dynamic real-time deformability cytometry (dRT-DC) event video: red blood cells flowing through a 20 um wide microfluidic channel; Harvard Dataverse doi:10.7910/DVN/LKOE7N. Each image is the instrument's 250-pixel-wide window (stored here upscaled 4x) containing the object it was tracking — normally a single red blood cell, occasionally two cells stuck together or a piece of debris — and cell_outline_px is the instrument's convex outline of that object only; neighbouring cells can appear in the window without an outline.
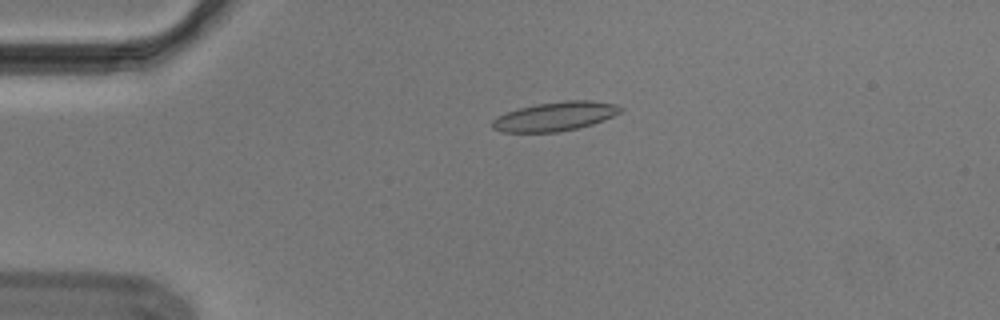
{"species": "Egyptian fruit bat (a non-hibernating species)", "species_latin": "Rousettus aegyptiacus", "temperature_condition": "cold", "stored_images_in_passage": 52, "segment_of_instrument_passage": [1, 2], "camera_frame_rate_fps": 3000, "um_per_image_px": 0.085, "animal": {"sex": "male"}, "frame": {"image": 1, "passage_image": 10, "time_ms": 3.0, "image_size_px": [1000, 320], "cell_outline_px": [[624, 108], [620, 112], [604, 120], [592, 124], [576, 128], [556, 132], [500, 132], [492, 128], [492, 120], [496, 116], [520, 108], [536, 104], [564, 100], [592, 100], [616, 104]], "centroid_in_image_um": [47.18, 9.89], "position_along_channel_um": 37.8, "area_um2": 21.68}}
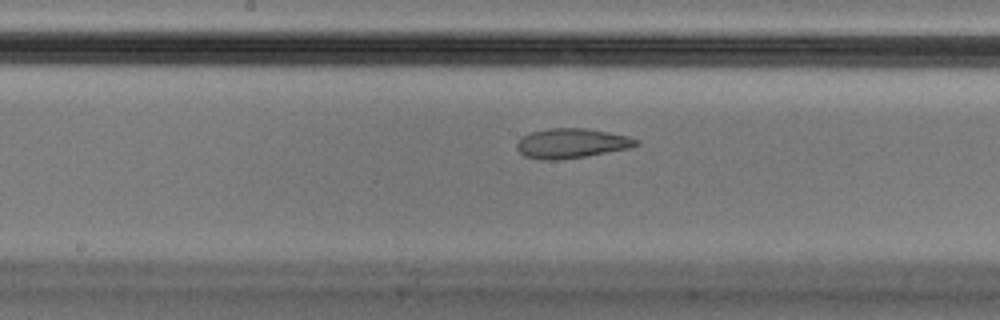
{"frame": {"image": 2, "passage_image": 26, "time_ms": 8.333, "image_size_px": [1000, 320], "cell_outline_px": [[640, 144], [632, 148], [584, 156], [556, 160], [540, 160], [524, 156], [516, 148], [516, 144], [520, 136], [532, 132], [548, 128], [588, 128], [628, 136], [640, 140]], "centroid_in_image_um": [48.58, 12.18], "position_along_channel_um": 199.6, "area_um2": 20.87}}
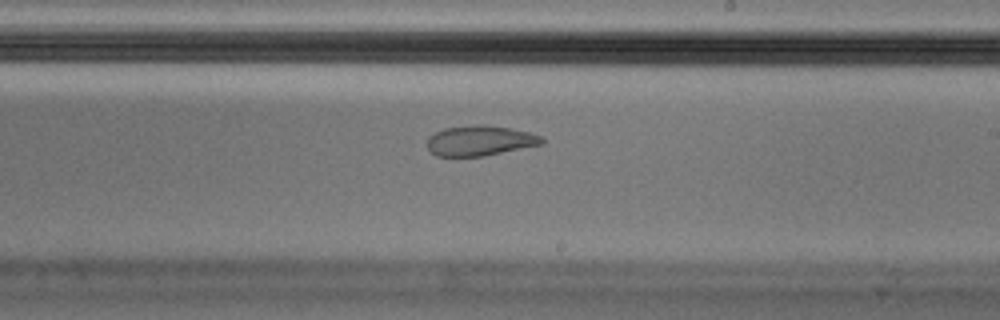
{"frame": {"image": 3, "passage_image": 30, "time_ms": 9.667, "image_size_px": [1000, 320], "cell_outline_px": [[544, 144], [484, 156], [436, 156], [428, 148], [428, 136], [444, 128], [476, 124], [484, 124], [508, 128], [528, 132], [540, 136], [544, 140]], "centroid_in_image_um": [40.79, 11.95], "position_along_channel_um": 248.2, "area_um2": 20.11}}